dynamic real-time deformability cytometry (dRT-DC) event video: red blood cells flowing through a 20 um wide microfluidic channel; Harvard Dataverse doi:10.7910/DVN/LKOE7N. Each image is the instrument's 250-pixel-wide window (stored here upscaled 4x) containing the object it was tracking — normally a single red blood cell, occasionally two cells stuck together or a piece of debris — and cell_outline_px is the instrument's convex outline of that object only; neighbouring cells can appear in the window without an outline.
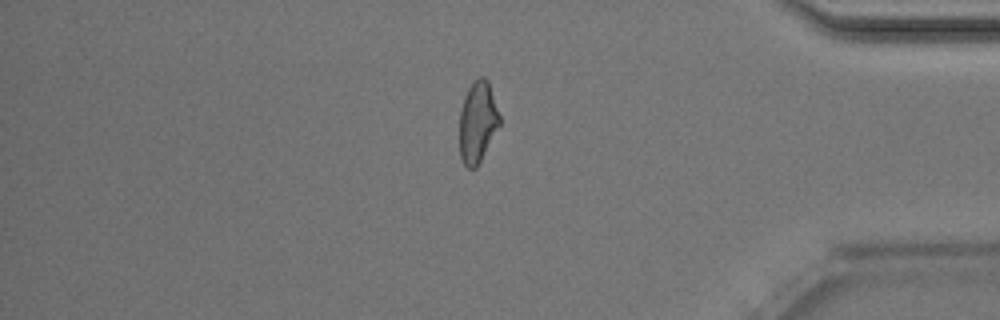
{"species": "Egyptian fruit bat (a non-hibernating species)", "species_latin": "Rousettus aegyptiacus", "temperature_condition": "room temperature", "stored_images_in_passage": 45, "camera_frame_rate_fps": 3000, "um_per_image_px": 0.085, "animal": {"sex": "male"}, "frame": {"image": 1, "passage_image": 39, "time_ms": 12.667, "image_size_px": [1000, 320], "cell_outline_px": [[500, 124], [476, 168], [468, 168], [464, 164], [460, 156], [460, 108], [464, 96], [468, 88], [480, 76], [484, 76], [488, 80], [500, 116]], "centroid_in_image_um": [40.59, 10.36], "position_along_channel_um": 394.6, "area_um2": 18.79}, "authors_computed_cell_mechanics": {"area_um2": 20.1144, "velocity_mm_per_s": 4.0413, "shape_relaxation_time_tau1_ms": 6.5811, "shape_relaxation_time_tau2_ms": 1.3881, "deformation_change_tau1": 0.1609, "deformation_change_tau2": 0.0814}}